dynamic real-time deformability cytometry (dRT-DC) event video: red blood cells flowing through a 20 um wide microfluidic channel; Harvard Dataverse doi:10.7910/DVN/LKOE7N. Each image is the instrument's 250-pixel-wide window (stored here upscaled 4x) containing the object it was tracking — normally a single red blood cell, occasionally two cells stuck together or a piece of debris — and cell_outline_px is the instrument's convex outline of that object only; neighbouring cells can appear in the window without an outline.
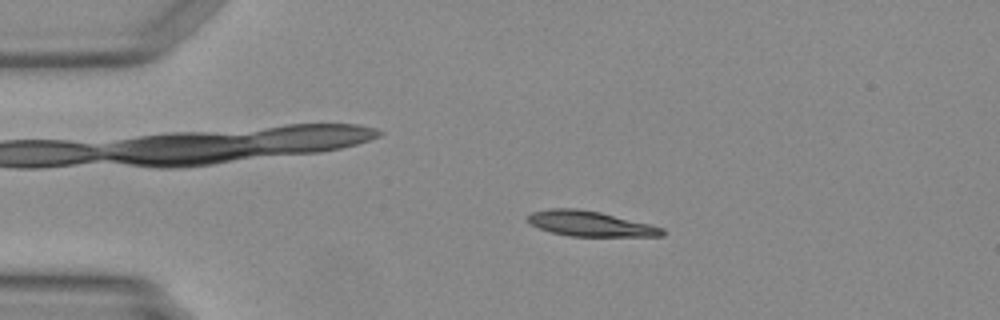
{"species": "Egyptian fruit bat (a non-hibernating species)", "species_latin": "Rousettus aegyptiacus", "temperature_condition": "warm", "stored_images_in_passage": 44, "camera_frame_rate_fps": 3000, "um_per_image_px": 0.085, "animal": {"sex": "female"}, "frame": {"image": 1, "passage_image": 6, "time_ms": 1.667, "image_size_px": [1000, 320], "cell_outline_px": [[664, 236], [572, 236], [552, 232], [540, 228], [532, 224], [524, 216], [532, 212], [548, 208], [580, 208], [600, 212], [664, 228]], "centroid_in_image_um": [50.13, 19.0], "position_along_channel_um": 34.9, "area_um2": 19.59}}
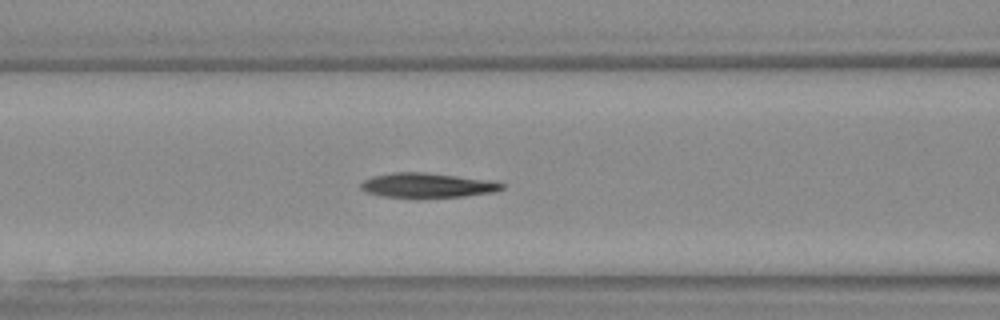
{"frame": {"image": 2, "passage_image": 16, "time_ms": 5.0, "image_size_px": [1000, 320], "cell_outline_px": [[504, 188], [496, 192], [464, 196], [380, 196], [368, 192], [360, 188], [360, 184], [364, 180], [372, 176], [392, 172], [424, 172], [492, 180], [504, 184]], "centroid_in_image_um": [36.35, 15.72], "position_along_channel_um": 130.3, "area_um2": 19.88}}
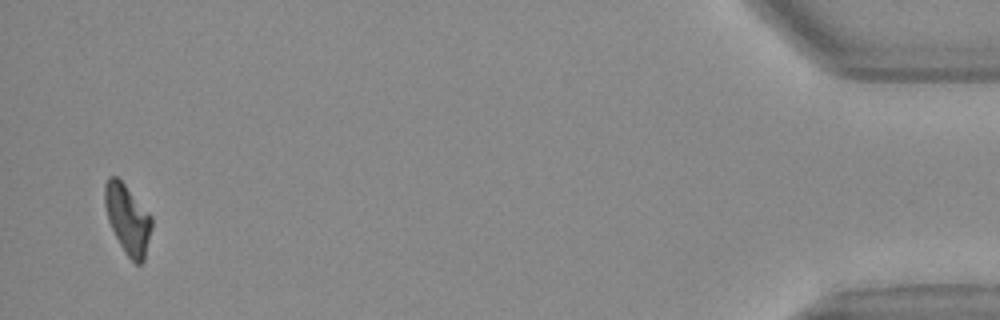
{"frame": {"image": 3, "passage_image": 43, "time_ms": 14.0, "image_size_px": [1000, 320], "cell_outline_px": [[152, 228], [144, 260], [140, 264], [136, 264], [124, 252], [108, 220], [104, 204], [104, 184], [108, 176], [116, 176], [124, 184], [152, 216]], "centroid_in_image_um": [10.85, 18.62], "position_along_channel_um": 424.4, "area_um2": 18.84}}